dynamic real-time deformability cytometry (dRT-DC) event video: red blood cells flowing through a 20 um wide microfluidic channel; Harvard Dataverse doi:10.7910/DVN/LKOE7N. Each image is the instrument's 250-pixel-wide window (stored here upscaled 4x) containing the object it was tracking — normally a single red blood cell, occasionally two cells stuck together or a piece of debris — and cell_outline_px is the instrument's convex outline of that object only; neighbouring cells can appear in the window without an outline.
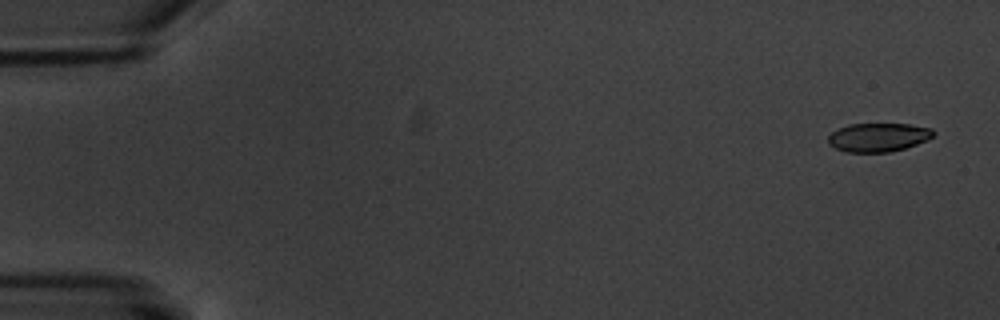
{"species": "common noctule bat (a hibernating species)", "species_latin": "Nyctalus noctula", "temperature_condition": "warm", "stored_images_in_passage": 8, "camera_frame_rate_fps": 3000, "um_per_image_px": 0.085, "animal": {"sex": "male", "body_mass_g": 20.1, "forearm_length_mm": 53.5}, "frame": {"image": 1, "passage_image": 1, "time_ms": 0.0, "image_size_px": [1000, 320], "cell_outline_px": [[936, 132], [928, 140], [904, 148], [888, 152], [848, 152], [836, 148], [828, 144], [828, 136], [832, 132], [848, 124], [908, 124], [932, 128]], "centroid_in_image_um": [74.66, 11.66], "position_along_channel_um": 10.3, "area_um2": 17.51}}
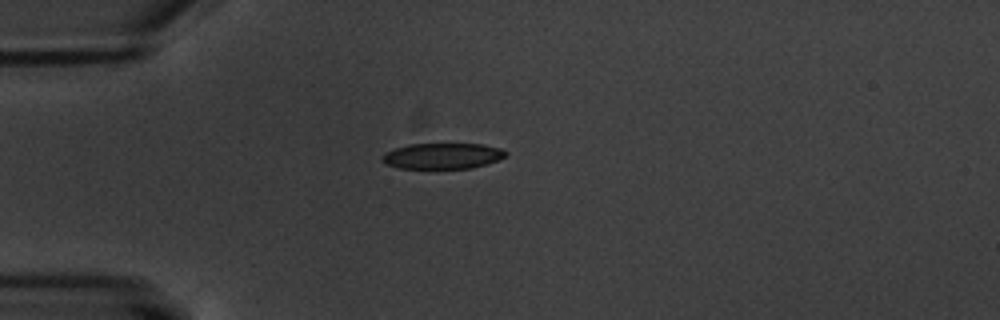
{"frame": {"image": 2, "passage_image": 5, "time_ms": 4.667, "image_size_px": [1000, 320], "cell_outline_px": [[508, 152], [504, 156], [496, 160], [472, 168], [400, 168], [384, 164], [380, 160], [380, 156], [384, 152], [408, 144], [484, 144], [500, 148]], "centroid_in_image_um": [37.54, 13.25], "position_along_channel_um": 47.5, "area_um2": 18.55}}